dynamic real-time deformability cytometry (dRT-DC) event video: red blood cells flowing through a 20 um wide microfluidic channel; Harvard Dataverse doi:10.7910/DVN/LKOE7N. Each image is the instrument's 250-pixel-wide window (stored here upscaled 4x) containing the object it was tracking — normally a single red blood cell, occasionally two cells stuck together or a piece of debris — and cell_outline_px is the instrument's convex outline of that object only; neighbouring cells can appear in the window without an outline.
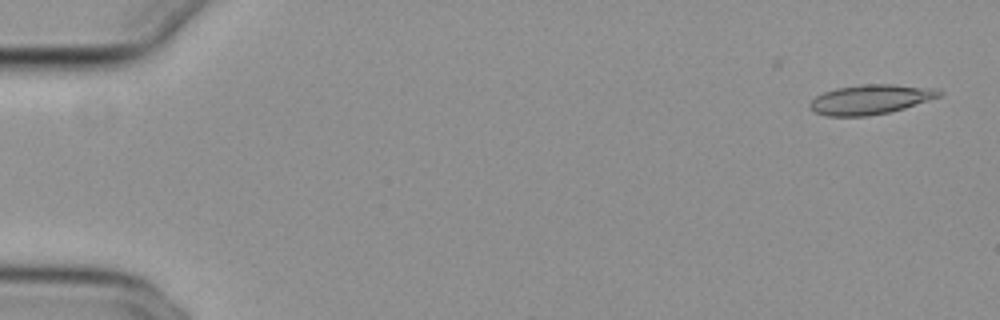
{"species": "common noctule bat (a hibernating species)", "species_latin": "Nyctalus noctula", "temperature_condition": "cold", "stored_images_in_passage": 5, "camera_frame_rate_fps": 3000, "um_per_image_px": 0.085, "animal": {"sex": "female", "body_mass_g": 29.2, "forearm_length_mm": 56.3}, "frame": {"image": 1, "passage_image": 1, "time_ms": 0.0, "image_size_px": [1000, 320], "cell_outline_px": [[944, 92], [940, 96], [904, 108], [888, 112], [868, 116], [828, 116], [812, 112], [808, 104], [816, 96], [824, 92], [836, 88], [860, 84], [892, 84], [932, 88]], "centroid_in_image_um": [73.94, 8.45], "position_along_channel_um": 11.1, "area_um2": 22.25}}